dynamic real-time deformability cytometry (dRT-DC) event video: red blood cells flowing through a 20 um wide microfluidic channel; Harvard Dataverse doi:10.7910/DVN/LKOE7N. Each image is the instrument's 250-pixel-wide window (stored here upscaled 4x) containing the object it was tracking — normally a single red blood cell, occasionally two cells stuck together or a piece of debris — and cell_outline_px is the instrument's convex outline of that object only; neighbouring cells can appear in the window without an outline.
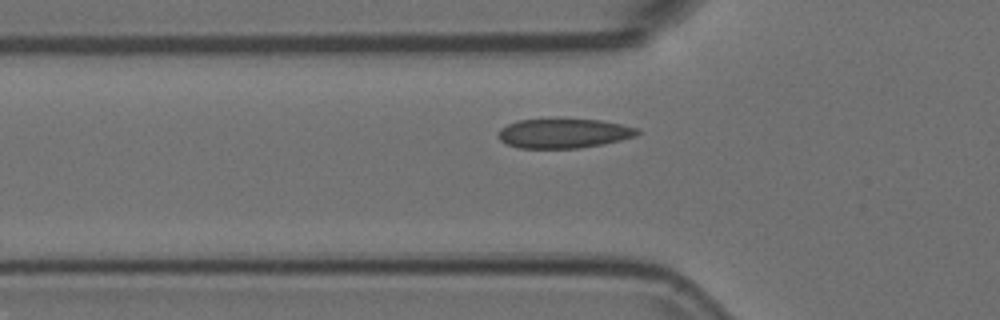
{"species": "Egyptian fruit bat (a non-hibernating species)", "species_latin": "Rousettus aegyptiacus", "temperature_condition": "room temperature", "stored_images_in_passage": 14, "camera_frame_rate_fps": 3000, "um_per_image_px": 0.085, "animal": {"sex": "female"}, "frame": {"image": 1, "passage_image": 8, "time_ms": 2.333, "image_size_px": [1000, 320], "cell_outline_px": [[640, 132], [636, 136], [620, 140], [580, 148], [520, 148], [508, 144], [500, 140], [496, 136], [500, 128], [508, 124], [520, 120], [556, 116], [560, 116], [600, 120], [640, 128]], "centroid_in_image_um": [47.89, 11.28], "position_along_channel_um": 77.9, "area_um2": 24.8}}
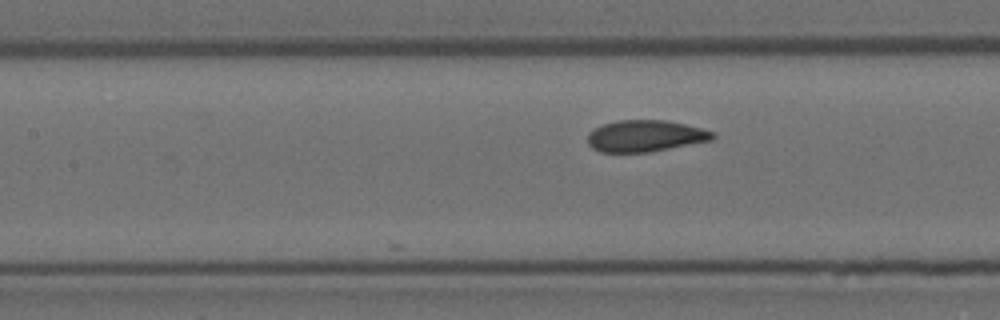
{"frame": {"image": 2, "passage_image": 14, "time_ms": 4.333, "image_size_px": [1000, 320], "cell_outline_px": [[716, 136], [712, 140], [648, 152], [600, 152], [592, 148], [588, 144], [588, 132], [604, 124], [620, 120], [664, 120], [684, 124], [716, 132]], "centroid_in_image_um": [54.85, 11.56], "position_along_channel_um": 152.6, "area_um2": 22.83}}